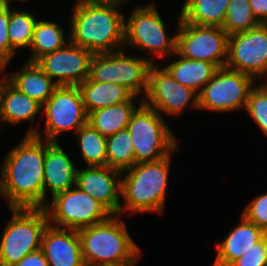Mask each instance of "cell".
<instances>
[{
  "mask_svg": "<svg viewBox=\"0 0 267 266\" xmlns=\"http://www.w3.org/2000/svg\"><path fill=\"white\" fill-rule=\"evenodd\" d=\"M45 139L24 138L6 155L0 169V196L9 208H44Z\"/></svg>",
  "mask_w": 267,
  "mask_h": 266,
  "instance_id": "6da1fadb",
  "label": "cell"
},
{
  "mask_svg": "<svg viewBox=\"0 0 267 266\" xmlns=\"http://www.w3.org/2000/svg\"><path fill=\"white\" fill-rule=\"evenodd\" d=\"M116 4L73 3L69 40L93 54L124 49V16Z\"/></svg>",
  "mask_w": 267,
  "mask_h": 266,
  "instance_id": "7a4b0ae2",
  "label": "cell"
},
{
  "mask_svg": "<svg viewBox=\"0 0 267 266\" xmlns=\"http://www.w3.org/2000/svg\"><path fill=\"white\" fill-rule=\"evenodd\" d=\"M172 154L153 162L134 164L122 171L119 216L130 213H152L162 215L172 162ZM122 214V215H121Z\"/></svg>",
  "mask_w": 267,
  "mask_h": 266,
  "instance_id": "3957f363",
  "label": "cell"
},
{
  "mask_svg": "<svg viewBox=\"0 0 267 266\" xmlns=\"http://www.w3.org/2000/svg\"><path fill=\"white\" fill-rule=\"evenodd\" d=\"M119 217L111 215L99 224L77 230L86 266L128 262L141 251Z\"/></svg>",
  "mask_w": 267,
  "mask_h": 266,
  "instance_id": "277c9868",
  "label": "cell"
},
{
  "mask_svg": "<svg viewBox=\"0 0 267 266\" xmlns=\"http://www.w3.org/2000/svg\"><path fill=\"white\" fill-rule=\"evenodd\" d=\"M127 130L134 147L135 164L158 161L179 149L164 115L144 103L132 114Z\"/></svg>",
  "mask_w": 267,
  "mask_h": 266,
  "instance_id": "5b68a950",
  "label": "cell"
},
{
  "mask_svg": "<svg viewBox=\"0 0 267 266\" xmlns=\"http://www.w3.org/2000/svg\"><path fill=\"white\" fill-rule=\"evenodd\" d=\"M0 241V266H13L27 254L41 249L44 229L49 224L44 208H9Z\"/></svg>",
  "mask_w": 267,
  "mask_h": 266,
  "instance_id": "8992f818",
  "label": "cell"
},
{
  "mask_svg": "<svg viewBox=\"0 0 267 266\" xmlns=\"http://www.w3.org/2000/svg\"><path fill=\"white\" fill-rule=\"evenodd\" d=\"M148 3L135 6L128 19L124 18V49L127 50L129 46L147 51L152 56L148 60L155 63L151 58L164 59L176 52V33L173 36L167 34L166 24L156 4L153 1Z\"/></svg>",
  "mask_w": 267,
  "mask_h": 266,
  "instance_id": "52a82bcc",
  "label": "cell"
},
{
  "mask_svg": "<svg viewBox=\"0 0 267 266\" xmlns=\"http://www.w3.org/2000/svg\"><path fill=\"white\" fill-rule=\"evenodd\" d=\"M126 52L122 49L94 54L90 60L89 77L93 81L119 84L133 96L143 99L148 90L149 70L153 63L146 56H130Z\"/></svg>",
  "mask_w": 267,
  "mask_h": 266,
  "instance_id": "ba28073f",
  "label": "cell"
},
{
  "mask_svg": "<svg viewBox=\"0 0 267 266\" xmlns=\"http://www.w3.org/2000/svg\"><path fill=\"white\" fill-rule=\"evenodd\" d=\"M45 117V130L31 125L26 135H35L49 142H58L60 134L73 130L75 134L87 123L88 114L83 104L82 94L78 86H58L49 99L42 105Z\"/></svg>",
  "mask_w": 267,
  "mask_h": 266,
  "instance_id": "9c48e42d",
  "label": "cell"
},
{
  "mask_svg": "<svg viewBox=\"0 0 267 266\" xmlns=\"http://www.w3.org/2000/svg\"><path fill=\"white\" fill-rule=\"evenodd\" d=\"M44 207L49 225L79 230L99 224L112 214L91 195L76 186L57 194Z\"/></svg>",
  "mask_w": 267,
  "mask_h": 266,
  "instance_id": "30bf717a",
  "label": "cell"
},
{
  "mask_svg": "<svg viewBox=\"0 0 267 266\" xmlns=\"http://www.w3.org/2000/svg\"><path fill=\"white\" fill-rule=\"evenodd\" d=\"M176 53L189 60H200L225 67L228 34L220 26H199L177 18Z\"/></svg>",
  "mask_w": 267,
  "mask_h": 266,
  "instance_id": "8fae6325",
  "label": "cell"
},
{
  "mask_svg": "<svg viewBox=\"0 0 267 266\" xmlns=\"http://www.w3.org/2000/svg\"><path fill=\"white\" fill-rule=\"evenodd\" d=\"M255 83L248 74L219 68L198 94L199 109L216 113L242 110Z\"/></svg>",
  "mask_w": 267,
  "mask_h": 266,
  "instance_id": "7c38bea8",
  "label": "cell"
},
{
  "mask_svg": "<svg viewBox=\"0 0 267 266\" xmlns=\"http://www.w3.org/2000/svg\"><path fill=\"white\" fill-rule=\"evenodd\" d=\"M161 67L156 63L151 65L143 103L171 117H179L187 106L199 109L198 93L177 82L164 66Z\"/></svg>",
  "mask_w": 267,
  "mask_h": 266,
  "instance_id": "4fadbf2b",
  "label": "cell"
},
{
  "mask_svg": "<svg viewBox=\"0 0 267 266\" xmlns=\"http://www.w3.org/2000/svg\"><path fill=\"white\" fill-rule=\"evenodd\" d=\"M225 67L267 82V24L228 36Z\"/></svg>",
  "mask_w": 267,
  "mask_h": 266,
  "instance_id": "5bb4252c",
  "label": "cell"
},
{
  "mask_svg": "<svg viewBox=\"0 0 267 266\" xmlns=\"http://www.w3.org/2000/svg\"><path fill=\"white\" fill-rule=\"evenodd\" d=\"M94 54L68 41L62 48L44 54L35 63L58 86H78L90 75V60Z\"/></svg>",
  "mask_w": 267,
  "mask_h": 266,
  "instance_id": "9a60e30c",
  "label": "cell"
},
{
  "mask_svg": "<svg viewBox=\"0 0 267 266\" xmlns=\"http://www.w3.org/2000/svg\"><path fill=\"white\" fill-rule=\"evenodd\" d=\"M122 172L109 166H85L77 170L75 186L100 202L112 215H119Z\"/></svg>",
  "mask_w": 267,
  "mask_h": 266,
  "instance_id": "2e32d148",
  "label": "cell"
},
{
  "mask_svg": "<svg viewBox=\"0 0 267 266\" xmlns=\"http://www.w3.org/2000/svg\"><path fill=\"white\" fill-rule=\"evenodd\" d=\"M41 250L48 266H86L77 230L48 224L42 234Z\"/></svg>",
  "mask_w": 267,
  "mask_h": 266,
  "instance_id": "e0dca14e",
  "label": "cell"
},
{
  "mask_svg": "<svg viewBox=\"0 0 267 266\" xmlns=\"http://www.w3.org/2000/svg\"><path fill=\"white\" fill-rule=\"evenodd\" d=\"M77 170L60 143L45 140L44 207L48 202L47 192H50L53 198L75 186Z\"/></svg>",
  "mask_w": 267,
  "mask_h": 266,
  "instance_id": "ac0fdd59",
  "label": "cell"
},
{
  "mask_svg": "<svg viewBox=\"0 0 267 266\" xmlns=\"http://www.w3.org/2000/svg\"><path fill=\"white\" fill-rule=\"evenodd\" d=\"M240 216V223L235 225L222 242L216 243L217 252L212 266H230L263 238V229L243 215Z\"/></svg>",
  "mask_w": 267,
  "mask_h": 266,
  "instance_id": "d6986e66",
  "label": "cell"
},
{
  "mask_svg": "<svg viewBox=\"0 0 267 266\" xmlns=\"http://www.w3.org/2000/svg\"><path fill=\"white\" fill-rule=\"evenodd\" d=\"M5 77H1V118L2 123L18 125L33 122L42 114V105L14 87ZM38 114V115H37Z\"/></svg>",
  "mask_w": 267,
  "mask_h": 266,
  "instance_id": "ffe728a7",
  "label": "cell"
},
{
  "mask_svg": "<svg viewBox=\"0 0 267 266\" xmlns=\"http://www.w3.org/2000/svg\"><path fill=\"white\" fill-rule=\"evenodd\" d=\"M5 78L20 92L43 105L58 85L35 63L26 60L16 73L5 74Z\"/></svg>",
  "mask_w": 267,
  "mask_h": 266,
  "instance_id": "44dd1931",
  "label": "cell"
},
{
  "mask_svg": "<svg viewBox=\"0 0 267 266\" xmlns=\"http://www.w3.org/2000/svg\"><path fill=\"white\" fill-rule=\"evenodd\" d=\"M135 98L137 99V96L132 95L123 103L88 113L87 123L106 138L121 130L127 129L132 114L143 103V99H138L137 106L135 104Z\"/></svg>",
  "mask_w": 267,
  "mask_h": 266,
  "instance_id": "7402d4cb",
  "label": "cell"
},
{
  "mask_svg": "<svg viewBox=\"0 0 267 266\" xmlns=\"http://www.w3.org/2000/svg\"><path fill=\"white\" fill-rule=\"evenodd\" d=\"M174 57L178 58L175 59ZM169 58H173L174 61L164 67L177 82L198 94L219 69L216 64L200 60H189L176 52Z\"/></svg>",
  "mask_w": 267,
  "mask_h": 266,
  "instance_id": "603a6c76",
  "label": "cell"
},
{
  "mask_svg": "<svg viewBox=\"0 0 267 266\" xmlns=\"http://www.w3.org/2000/svg\"><path fill=\"white\" fill-rule=\"evenodd\" d=\"M88 113L127 101L132 94L116 83L93 81L90 77L78 85Z\"/></svg>",
  "mask_w": 267,
  "mask_h": 266,
  "instance_id": "cb8c5ba5",
  "label": "cell"
},
{
  "mask_svg": "<svg viewBox=\"0 0 267 266\" xmlns=\"http://www.w3.org/2000/svg\"><path fill=\"white\" fill-rule=\"evenodd\" d=\"M230 0H185L181 19L199 26H223Z\"/></svg>",
  "mask_w": 267,
  "mask_h": 266,
  "instance_id": "d4e9b609",
  "label": "cell"
},
{
  "mask_svg": "<svg viewBox=\"0 0 267 266\" xmlns=\"http://www.w3.org/2000/svg\"><path fill=\"white\" fill-rule=\"evenodd\" d=\"M63 29L65 28H62L55 21L38 19L29 46L31 54L27 61L35 62L44 54L54 52L70 41L69 34H65Z\"/></svg>",
  "mask_w": 267,
  "mask_h": 266,
  "instance_id": "484cf974",
  "label": "cell"
},
{
  "mask_svg": "<svg viewBox=\"0 0 267 266\" xmlns=\"http://www.w3.org/2000/svg\"><path fill=\"white\" fill-rule=\"evenodd\" d=\"M77 146L86 166H107L106 137L89 123L76 133Z\"/></svg>",
  "mask_w": 267,
  "mask_h": 266,
  "instance_id": "4316f807",
  "label": "cell"
},
{
  "mask_svg": "<svg viewBox=\"0 0 267 266\" xmlns=\"http://www.w3.org/2000/svg\"><path fill=\"white\" fill-rule=\"evenodd\" d=\"M106 154L107 166L121 172L135 164L134 147L127 129L107 137Z\"/></svg>",
  "mask_w": 267,
  "mask_h": 266,
  "instance_id": "83f0119b",
  "label": "cell"
},
{
  "mask_svg": "<svg viewBox=\"0 0 267 266\" xmlns=\"http://www.w3.org/2000/svg\"><path fill=\"white\" fill-rule=\"evenodd\" d=\"M12 8L9 6L8 35L10 47L16 52L29 48L37 18L27 10Z\"/></svg>",
  "mask_w": 267,
  "mask_h": 266,
  "instance_id": "f1b7e54d",
  "label": "cell"
},
{
  "mask_svg": "<svg viewBox=\"0 0 267 266\" xmlns=\"http://www.w3.org/2000/svg\"><path fill=\"white\" fill-rule=\"evenodd\" d=\"M260 23L254 17L249 0H230L222 28L228 36L242 33Z\"/></svg>",
  "mask_w": 267,
  "mask_h": 266,
  "instance_id": "f546056e",
  "label": "cell"
},
{
  "mask_svg": "<svg viewBox=\"0 0 267 266\" xmlns=\"http://www.w3.org/2000/svg\"><path fill=\"white\" fill-rule=\"evenodd\" d=\"M245 109L267 137V82L251 89Z\"/></svg>",
  "mask_w": 267,
  "mask_h": 266,
  "instance_id": "4dcf8cb0",
  "label": "cell"
},
{
  "mask_svg": "<svg viewBox=\"0 0 267 266\" xmlns=\"http://www.w3.org/2000/svg\"><path fill=\"white\" fill-rule=\"evenodd\" d=\"M242 215L267 232V192L251 199L243 209Z\"/></svg>",
  "mask_w": 267,
  "mask_h": 266,
  "instance_id": "1f68e13d",
  "label": "cell"
},
{
  "mask_svg": "<svg viewBox=\"0 0 267 266\" xmlns=\"http://www.w3.org/2000/svg\"><path fill=\"white\" fill-rule=\"evenodd\" d=\"M9 6L0 4V64L3 72L6 71L9 63L12 62L16 52L10 47L9 35Z\"/></svg>",
  "mask_w": 267,
  "mask_h": 266,
  "instance_id": "d6a6232c",
  "label": "cell"
},
{
  "mask_svg": "<svg viewBox=\"0 0 267 266\" xmlns=\"http://www.w3.org/2000/svg\"><path fill=\"white\" fill-rule=\"evenodd\" d=\"M230 266H267L264 236L251 249L234 261Z\"/></svg>",
  "mask_w": 267,
  "mask_h": 266,
  "instance_id": "836d02e7",
  "label": "cell"
},
{
  "mask_svg": "<svg viewBox=\"0 0 267 266\" xmlns=\"http://www.w3.org/2000/svg\"><path fill=\"white\" fill-rule=\"evenodd\" d=\"M13 266H48V262L41 249L27 254L21 261Z\"/></svg>",
  "mask_w": 267,
  "mask_h": 266,
  "instance_id": "e575fe53",
  "label": "cell"
},
{
  "mask_svg": "<svg viewBox=\"0 0 267 266\" xmlns=\"http://www.w3.org/2000/svg\"><path fill=\"white\" fill-rule=\"evenodd\" d=\"M252 13L261 24H267V0H249Z\"/></svg>",
  "mask_w": 267,
  "mask_h": 266,
  "instance_id": "d590c367",
  "label": "cell"
},
{
  "mask_svg": "<svg viewBox=\"0 0 267 266\" xmlns=\"http://www.w3.org/2000/svg\"><path fill=\"white\" fill-rule=\"evenodd\" d=\"M128 1L130 0H76V3H101V4L124 5V3Z\"/></svg>",
  "mask_w": 267,
  "mask_h": 266,
  "instance_id": "8d00e7d4",
  "label": "cell"
},
{
  "mask_svg": "<svg viewBox=\"0 0 267 266\" xmlns=\"http://www.w3.org/2000/svg\"><path fill=\"white\" fill-rule=\"evenodd\" d=\"M141 252H139L132 260L128 261V262H123L120 264H110V265H102V266H137V263L139 261V257Z\"/></svg>",
  "mask_w": 267,
  "mask_h": 266,
  "instance_id": "74e56055",
  "label": "cell"
},
{
  "mask_svg": "<svg viewBox=\"0 0 267 266\" xmlns=\"http://www.w3.org/2000/svg\"><path fill=\"white\" fill-rule=\"evenodd\" d=\"M12 1V0H11ZM10 0H0V4H3V5H7V6H11L10 5V2H11ZM19 1H21V3L22 2H25L26 3V1H28V0H19ZM15 2H16V0H15Z\"/></svg>",
  "mask_w": 267,
  "mask_h": 266,
  "instance_id": "f35d334b",
  "label": "cell"
},
{
  "mask_svg": "<svg viewBox=\"0 0 267 266\" xmlns=\"http://www.w3.org/2000/svg\"><path fill=\"white\" fill-rule=\"evenodd\" d=\"M265 256L267 261V232L264 233Z\"/></svg>",
  "mask_w": 267,
  "mask_h": 266,
  "instance_id": "ab89813d",
  "label": "cell"
},
{
  "mask_svg": "<svg viewBox=\"0 0 267 266\" xmlns=\"http://www.w3.org/2000/svg\"><path fill=\"white\" fill-rule=\"evenodd\" d=\"M1 124L3 123H2V118H1V75H0V130H1V126H3Z\"/></svg>",
  "mask_w": 267,
  "mask_h": 266,
  "instance_id": "60d3db41",
  "label": "cell"
},
{
  "mask_svg": "<svg viewBox=\"0 0 267 266\" xmlns=\"http://www.w3.org/2000/svg\"><path fill=\"white\" fill-rule=\"evenodd\" d=\"M0 72L3 73V66L1 64H0Z\"/></svg>",
  "mask_w": 267,
  "mask_h": 266,
  "instance_id": "b9f144b4",
  "label": "cell"
}]
</instances>
